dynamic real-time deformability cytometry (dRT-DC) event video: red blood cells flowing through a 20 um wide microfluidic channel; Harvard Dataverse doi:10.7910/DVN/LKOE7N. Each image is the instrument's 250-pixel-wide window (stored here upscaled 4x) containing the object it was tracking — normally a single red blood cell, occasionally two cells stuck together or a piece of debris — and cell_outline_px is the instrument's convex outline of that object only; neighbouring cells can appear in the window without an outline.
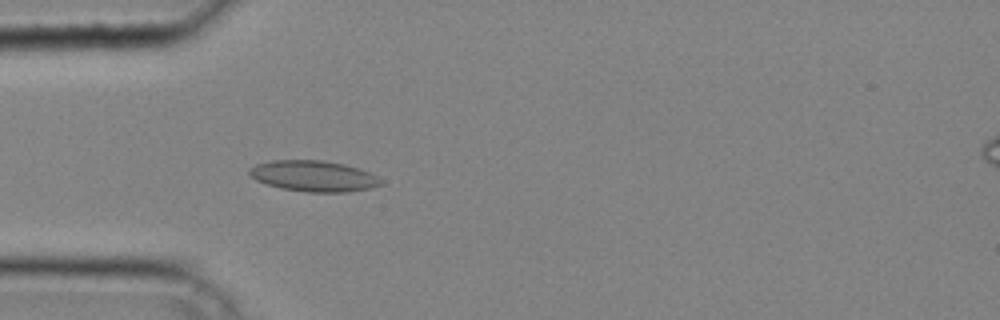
{"species": "common noctule bat (a hibernating species)", "species_latin": "Nyctalus noctula", "temperature_condition": "cold", "stored_images_in_passage": 39, "camera_frame_rate_fps": 3000, "um_per_image_px": 0.085, "animal": {"sex": "male", "body_mass_g": 20.4}, "frame": {"image": 1, "passage_image": 11, "time_ms": 3.333, "image_size_px": [1000, 320], "cell_outline_px": [[384, 184], [372, 188], [348, 192], [308, 192], [280, 188], [256, 180], [248, 172], [248, 168], [256, 164], [272, 160], [324, 160], [344, 164], [360, 168], [384, 180]], "centroid_in_image_um": [26.69, 14.96], "position_along_channel_um": 58.3, "area_um2": 23.87}}
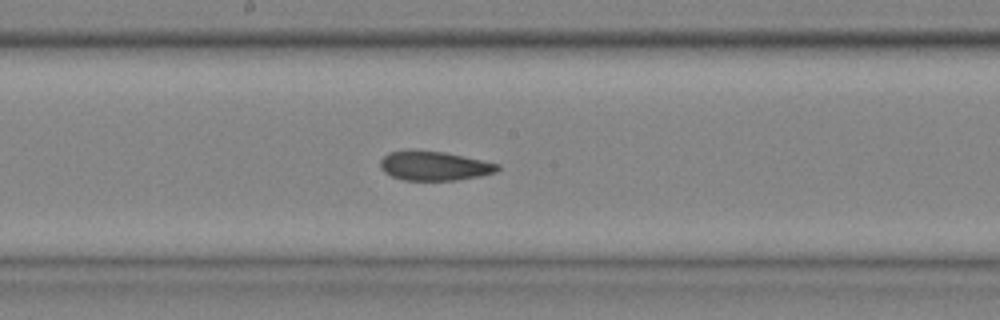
{"frame": {"image": 2, "passage_image": 21, "time_ms": 6.667, "image_size_px": [1000, 320], "cell_outline_px": [[500, 168], [496, 172], [480, 176], [456, 180], [404, 180], [392, 176], [384, 172], [380, 168], [380, 160], [388, 152], [408, 148], [444, 152], [464, 156], [500, 164]], "centroid_in_image_um": [36.87, 14.07], "position_along_channel_um": 211.3, "area_um2": 20.35}}
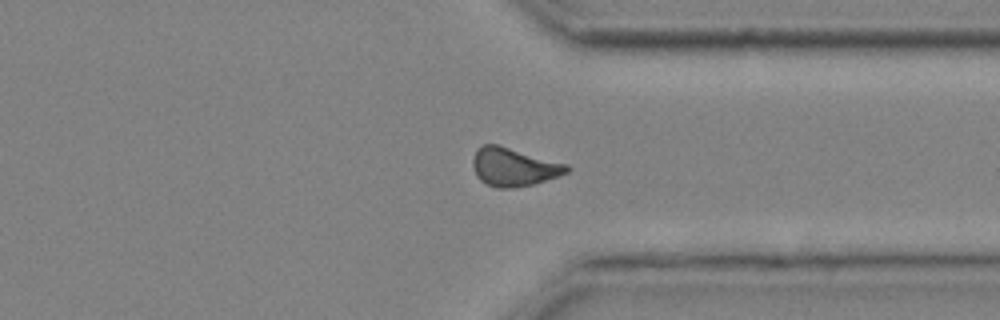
{"frame": {"image": 3, "passage_image": 31, "time_ms": 10.0, "image_size_px": [1000, 320], "cell_outline_px": [[572, 168], [568, 172], [560, 176], [532, 184], [512, 188], [496, 188], [480, 180], [476, 176], [472, 164], [472, 160], [476, 148], [484, 144], [500, 144], [568, 164]], "centroid_in_image_um": [43.68, 14.17], "position_along_channel_um": 367.7, "area_um2": 21.33}}